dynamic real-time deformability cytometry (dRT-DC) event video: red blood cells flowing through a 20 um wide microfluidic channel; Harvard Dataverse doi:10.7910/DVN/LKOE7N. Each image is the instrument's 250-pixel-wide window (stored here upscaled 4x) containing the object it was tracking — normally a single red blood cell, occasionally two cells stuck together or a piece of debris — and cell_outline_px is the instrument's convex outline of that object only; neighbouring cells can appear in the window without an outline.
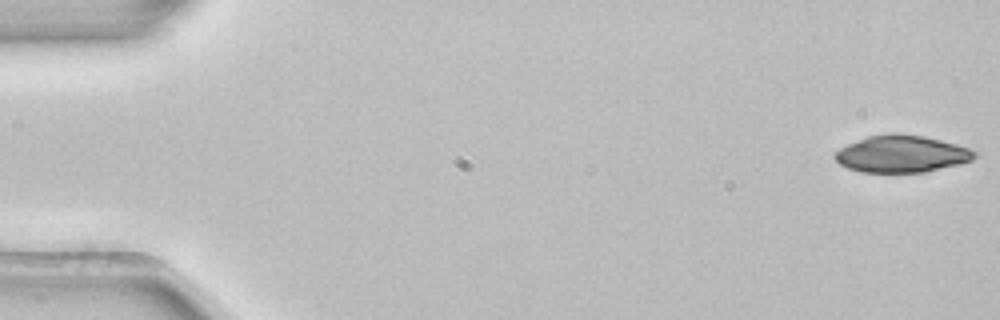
{"species": "common noctule bat (a hibernating species)", "species_latin": "Nyctalus noctula", "temperature_condition": "room temperature", "stored_images_in_passage": 4, "camera_frame_rate_fps": 3000, "um_per_image_px": 0.085, "animal": {"sex": "female", "body_mass_g": 22.7, "forearm_length_mm": 54.2}, "frame": {"image": 1, "passage_image": 1, "time_ms": 0.0, "image_size_px": [1000, 320], "cell_outline_px": [[980, 152], [972, 160], [960, 164], [924, 172], [860, 172], [848, 168], [840, 164], [832, 156], [840, 148], [848, 144], [868, 136], [888, 132], [924, 136], [956, 144]], "centroid_in_image_um": [76.65, 13.08], "position_along_channel_um": 8.4, "area_um2": 30.17}}